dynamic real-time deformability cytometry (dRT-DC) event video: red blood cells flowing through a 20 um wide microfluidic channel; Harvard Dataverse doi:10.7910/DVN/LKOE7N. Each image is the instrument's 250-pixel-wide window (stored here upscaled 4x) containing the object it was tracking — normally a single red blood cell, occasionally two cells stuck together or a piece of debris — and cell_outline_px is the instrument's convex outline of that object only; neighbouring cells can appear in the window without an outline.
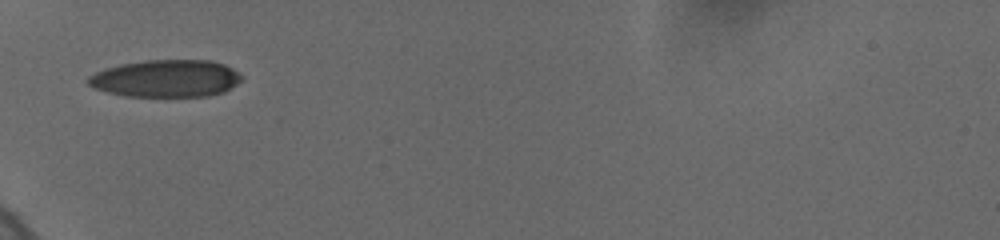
{"species": "human", "species_latin": "Homo sapiens", "temperature_condition": "cold", "stored_images_in_passage": 6, "camera_frame_rate_fps": 3000, "um_per_image_px": 0.085, "donor": {"sex": "female"}, "frame": {"image": 1, "passage_image": 1, "time_ms": 0.0, "image_size_px": [1000, 240], "cell_outline_px": [[244, 76], [236, 84], [224, 92], [208, 96], [124, 96], [92, 88], [84, 80], [88, 76], [96, 72], [120, 64], [144, 60], [208, 60], [224, 64], [232, 68]], "centroid_in_image_um": [14.09, 6.67], "position_along_channel_um": 70.9, "area_um2": 33.47}}
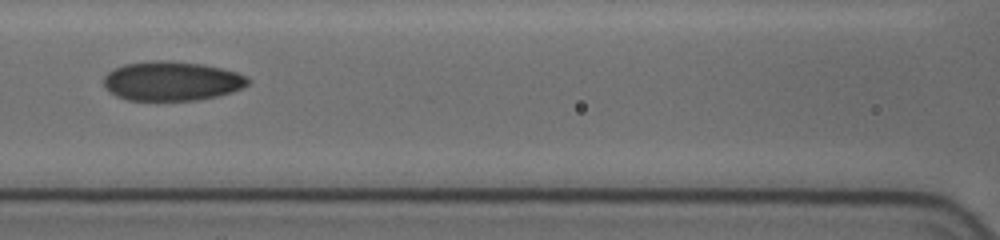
{"frame": {"image": 2, "passage_image": 3, "time_ms": 2.333, "image_size_px": [1000, 240], "cell_outline_px": [[248, 84], [232, 92], [216, 96], [196, 100], [128, 100], [116, 96], [108, 92], [104, 88], [104, 76], [108, 72], [124, 64], [148, 60], [164, 60], [204, 64], [236, 72], [244, 76], [248, 80]], "centroid_in_image_um": [14.54, 6.88], "position_along_channel_um": 152.1, "area_um2": 33.0}}
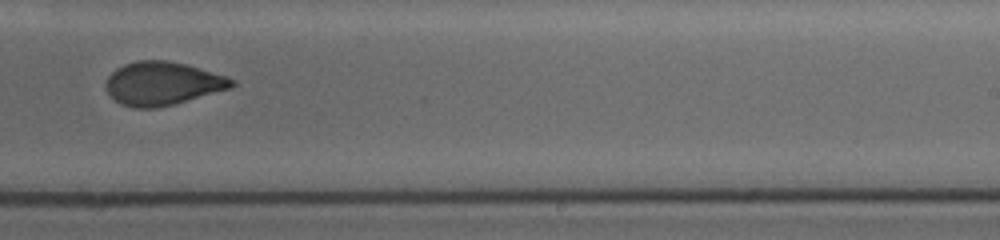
{"frame": {"image": 3, "passage_image": 6, "time_ms": 5.667, "image_size_px": [1000, 240], "cell_outline_px": [[236, 84], [232, 88], [172, 104], [156, 108], [132, 108], [120, 104], [108, 92], [108, 76], [116, 68], [124, 64], [136, 60], [168, 60], [184, 64], [228, 76], [236, 80]], "centroid_in_image_um": [13.85, 7.09], "position_along_channel_um": 275.2, "area_um2": 31.62}}